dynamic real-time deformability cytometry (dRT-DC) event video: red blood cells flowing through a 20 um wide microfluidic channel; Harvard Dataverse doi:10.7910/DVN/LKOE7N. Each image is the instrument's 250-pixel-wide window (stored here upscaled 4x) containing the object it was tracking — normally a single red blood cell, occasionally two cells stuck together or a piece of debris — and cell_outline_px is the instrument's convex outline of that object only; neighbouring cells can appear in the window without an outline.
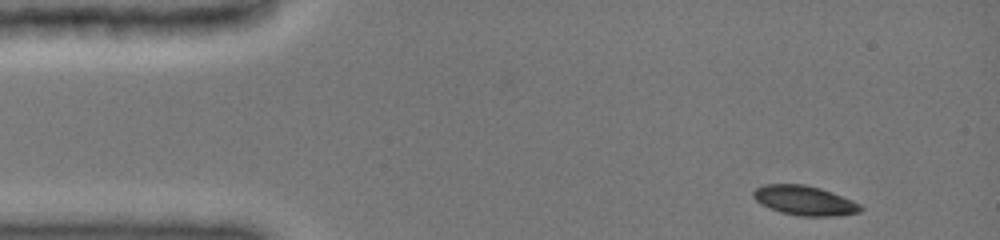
{"species": "common noctule bat (a hibernating species)", "species_latin": "Nyctalus noctula", "temperature_condition": "cold", "stored_images_in_passage": 20, "camera_frame_rate_fps": 3000, "um_per_image_px": 0.085, "animal": {"sex": "female", "body_mass_g": 19.0, "forearm_length_mm": 51.5}, "frame": {"image": 1, "passage_image": 1, "time_ms": 0.0, "image_size_px": [1000, 240], "cell_outline_px": [[864, 208], [860, 212], [836, 216], [800, 216], [780, 212], [768, 208], [760, 204], [752, 196], [752, 192], [756, 188], [764, 184], [804, 184], [820, 188], [832, 192], [852, 200], [860, 204]], "centroid_in_image_um": [68.37, 17.04], "position_along_channel_um": 16.6, "area_um2": 18.61}}
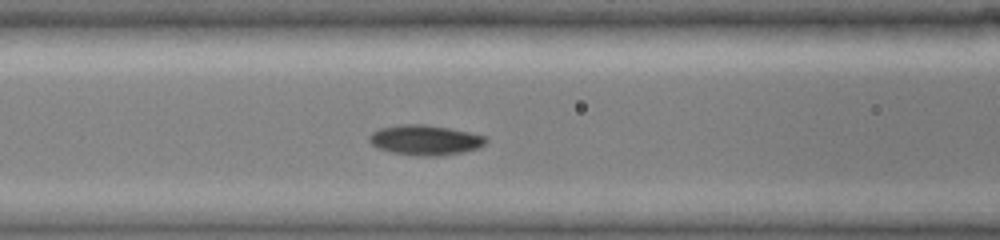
{"frame": {"image": 2, "passage_image": 12, "time_ms": 5.0, "image_size_px": [1000, 240], "cell_outline_px": [[488, 140], [484, 144], [476, 148], [460, 152], [440, 156], [420, 156], [392, 152], [376, 148], [368, 140], [368, 136], [372, 132], [380, 128], [396, 124], [424, 124], [448, 128], [488, 136]], "centroid_in_image_um": [36.1, 11.89], "position_along_channel_um": 130.5, "area_um2": 20.46}}
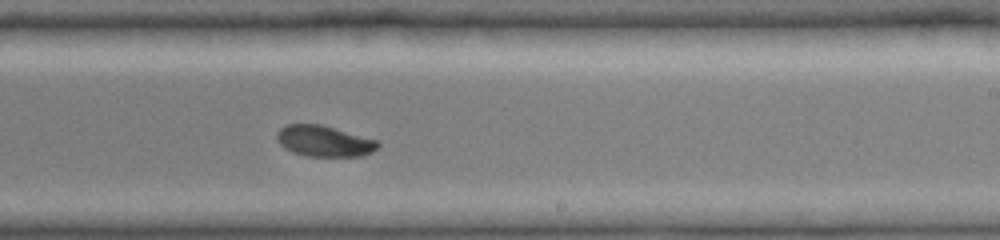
{"frame": {"image": 3, "passage_image": 20, "time_ms": 8.333, "image_size_px": [1000, 240], "cell_outline_px": [[380, 144], [372, 152], [360, 156], [304, 156], [292, 152], [284, 148], [276, 140], [276, 132], [280, 128], [288, 124], [320, 124], [380, 140]], "centroid_in_image_um": [27.54, 11.99], "position_along_channel_um": 261.5, "area_um2": 18.44}}